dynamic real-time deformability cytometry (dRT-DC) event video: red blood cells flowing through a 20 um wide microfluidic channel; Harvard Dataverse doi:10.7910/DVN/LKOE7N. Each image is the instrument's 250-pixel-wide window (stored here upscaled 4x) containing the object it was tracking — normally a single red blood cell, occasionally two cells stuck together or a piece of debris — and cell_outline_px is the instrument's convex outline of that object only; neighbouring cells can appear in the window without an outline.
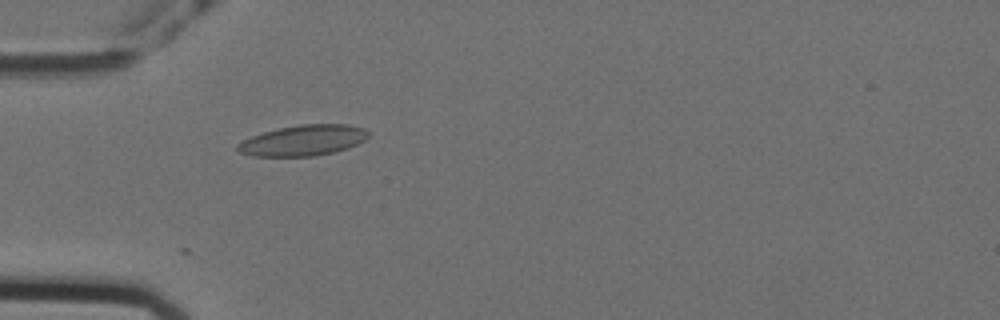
{"species": "Egyptian fruit bat (a non-hibernating species)", "species_latin": "Rousettus aegyptiacus", "temperature_condition": "cold", "stored_images_in_passage": 3, "camera_frame_rate_fps": 3000, "um_per_image_px": 0.085, "animal": {"sex": "female"}, "frame": {"image": 1, "passage_image": 1, "time_ms": 0.0, "image_size_px": [1000, 320], "cell_outline_px": [[368, 136], [364, 140], [348, 148], [316, 156], [252, 156], [240, 152], [236, 148], [236, 144], [252, 136], [264, 132], [280, 128], [300, 124], [348, 124], [364, 128], [368, 132]], "centroid_in_image_um": [25.77, 11.93], "position_along_channel_um": 59.2, "area_um2": 23.24}}